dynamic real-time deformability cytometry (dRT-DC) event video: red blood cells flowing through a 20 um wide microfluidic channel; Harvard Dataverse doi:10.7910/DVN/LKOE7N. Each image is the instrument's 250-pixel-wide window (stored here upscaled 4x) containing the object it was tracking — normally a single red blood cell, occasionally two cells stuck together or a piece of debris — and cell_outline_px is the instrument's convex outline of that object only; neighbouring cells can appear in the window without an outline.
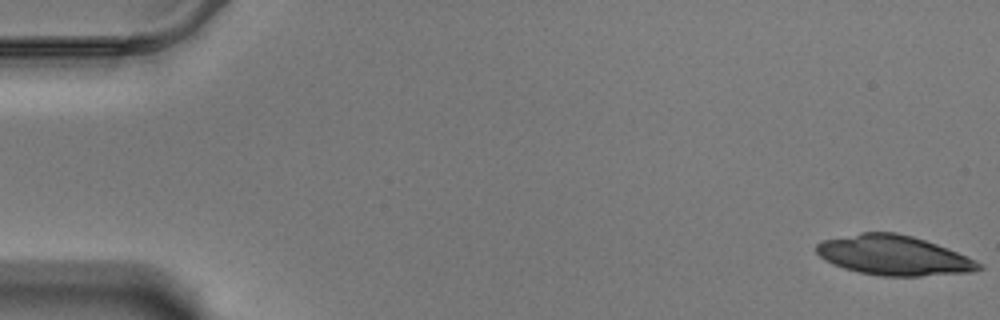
{"species": "Egyptian fruit bat (a non-hibernating species)", "species_latin": "Rousettus aegyptiacus", "temperature_condition": "warm", "stored_images_in_passage": 18, "camera_frame_rate_fps": 3000, "um_per_image_px": 0.085, "animal": {"sex": "male"}, "frame": {"image": 1, "passage_image": 1, "time_ms": 0.0, "image_size_px": [1000, 320], "cell_outline_px": [[984, 268], [968, 272], [920, 276], [880, 276], [860, 272], [844, 268], [832, 264], [824, 260], [816, 252], [816, 244], [824, 240], [860, 232], [896, 232], [912, 236], [936, 244], [976, 260]], "centroid_in_image_um": [75.93, 21.7], "position_along_channel_um": 9.1, "area_um2": 37.34}}